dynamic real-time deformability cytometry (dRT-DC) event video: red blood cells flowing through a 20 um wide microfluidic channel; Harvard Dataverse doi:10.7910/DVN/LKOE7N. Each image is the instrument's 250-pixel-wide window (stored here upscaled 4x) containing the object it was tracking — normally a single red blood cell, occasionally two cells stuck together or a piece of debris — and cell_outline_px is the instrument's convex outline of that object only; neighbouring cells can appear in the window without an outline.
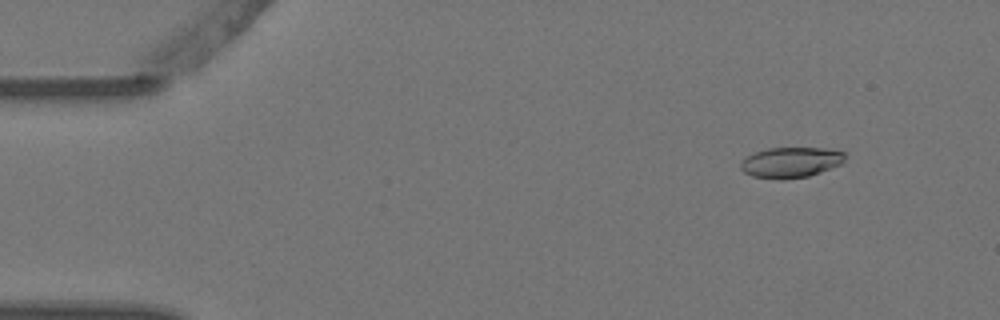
{"species": "Egyptian fruit bat (a non-hibernating species)", "species_latin": "Rousettus aegyptiacus", "temperature_condition": "warm", "stored_images_in_passage": 4, "camera_frame_rate_fps": 3000, "um_per_image_px": 0.085, "animal": {"sex": "female"}, "frame": {"image": 1, "passage_image": 2, "time_ms": 0.333, "image_size_px": [1000, 320], "cell_outline_px": [[844, 160], [840, 164], [820, 172], [808, 176], [784, 180], [780, 180], [752, 176], [744, 172], [740, 168], [740, 164], [748, 156], [756, 152], [768, 148], [824, 148], [844, 152]], "centroid_in_image_um": [67.2, 13.81], "position_along_channel_um": 17.8, "area_um2": 18.38}}